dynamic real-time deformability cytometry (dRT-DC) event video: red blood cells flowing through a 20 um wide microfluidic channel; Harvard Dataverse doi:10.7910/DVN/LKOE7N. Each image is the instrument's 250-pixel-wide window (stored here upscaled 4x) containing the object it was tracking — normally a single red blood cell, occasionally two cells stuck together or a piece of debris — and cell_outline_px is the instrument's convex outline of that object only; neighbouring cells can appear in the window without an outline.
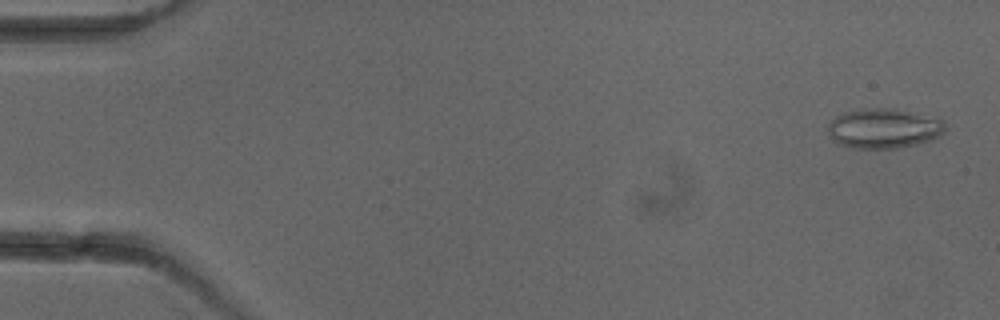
{"species": "common noctule bat (a hibernating species)", "species_latin": "Nyctalus noctula", "temperature_condition": "cold", "stored_images_in_passage": 6, "camera_frame_rate_fps": 3000, "um_per_image_px": 0.085, "animal": {"sex": "female"}, "frame": {"image": 1, "passage_image": 1, "time_ms": 0.0, "image_size_px": [1000, 320], "cell_outline_px": [[948, 128], [944, 132], [932, 140], [916, 144], [896, 148], [852, 148], [836, 144], [828, 132], [828, 124], [836, 116], [844, 112], [860, 108], [896, 108], [940, 116], [944, 120]], "centroid_in_image_um": [75.19, 10.89], "position_along_channel_um": 9.8, "area_um2": 28.03}}
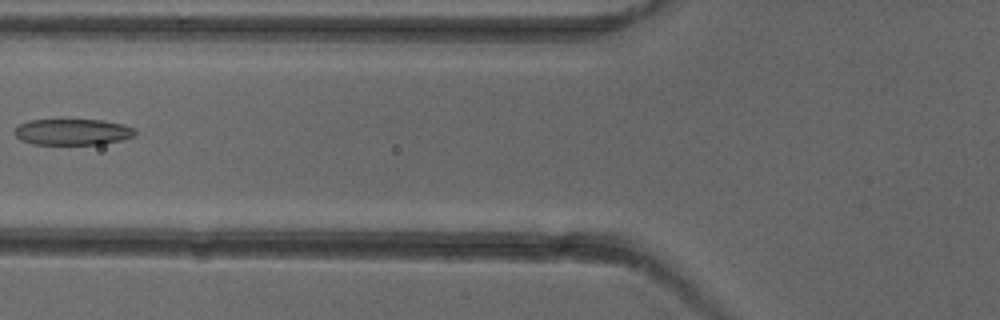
{"frame": {"image": 2, "passage_image": 5, "time_ms": 6.333, "image_size_px": [1000, 320], "cell_outline_px": [[136, 132], [132, 136], [120, 140], [100, 144], [32, 144], [20, 140], [16, 136], [16, 128], [20, 124], [28, 120], [100, 120], [124, 124], [136, 128]], "centroid_in_image_um": [6.18, 11.21], "position_along_channel_um": 119.6, "area_um2": 18.21}}
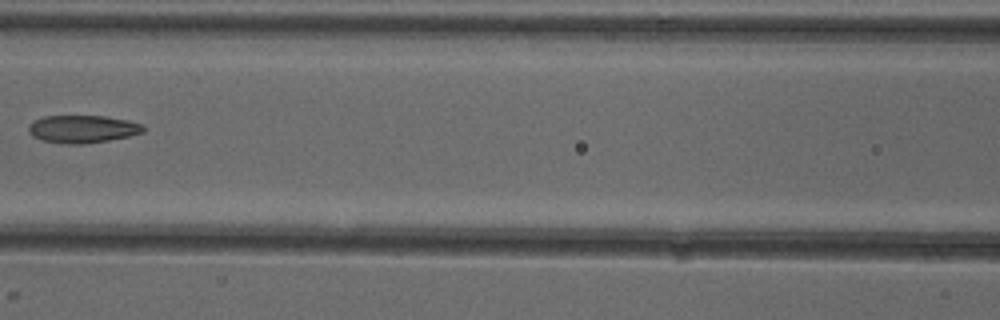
{"frame": {"image": 3, "passage_image": 6, "time_ms": 7.333, "image_size_px": [1000, 320], "cell_outline_px": [[144, 132], [128, 136], [108, 140], [80, 144], [68, 144], [40, 140], [32, 136], [28, 132], [28, 124], [32, 120], [44, 116], [104, 116], [128, 120], [144, 124]], "centroid_in_image_um": [6.98, 10.96], "position_along_channel_um": 159.6, "area_um2": 18.61}}